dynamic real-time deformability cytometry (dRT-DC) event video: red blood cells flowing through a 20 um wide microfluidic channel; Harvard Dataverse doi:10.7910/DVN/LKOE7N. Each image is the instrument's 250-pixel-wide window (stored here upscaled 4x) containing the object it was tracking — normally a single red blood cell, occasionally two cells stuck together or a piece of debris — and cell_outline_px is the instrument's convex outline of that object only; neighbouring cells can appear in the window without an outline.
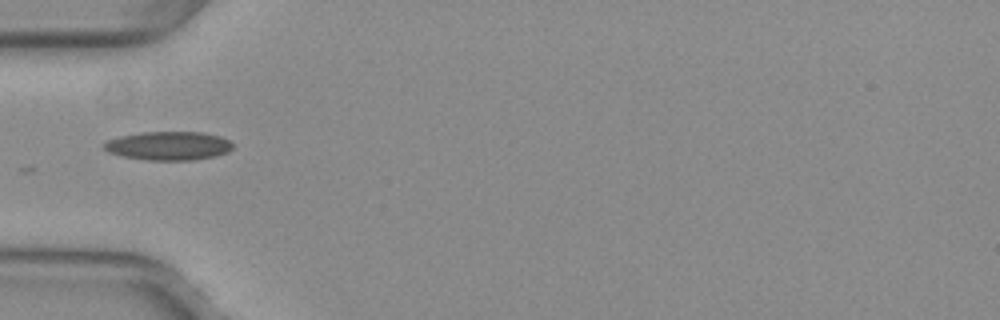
{"species": "common noctule bat (a hibernating species)", "species_latin": "Nyctalus noctula", "temperature_condition": "warm", "stored_images_in_passage": 35, "camera_frame_rate_fps": 3000, "um_per_image_px": 0.085, "animal": {"sex": "female", "body_mass_g": 29.2, "forearm_length_mm": 56.3}, "frame": {"image": 1, "passage_image": 1, "time_ms": 0.0, "image_size_px": [1000, 320], "cell_outline_px": [[232, 148], [228, 152], [212, 156], [192, 160], [148, 160], [120, 156], [108, 152], [104, 148], [104, 144], [108, 140], [120, 136], [144, 132], [204, 132], [220, 136], [228, 140], [232, 144]], "centroid_in_image_um": [14.31, 12.39], "position_along_channel_um": 70.7, "area_um2": 21.39}}
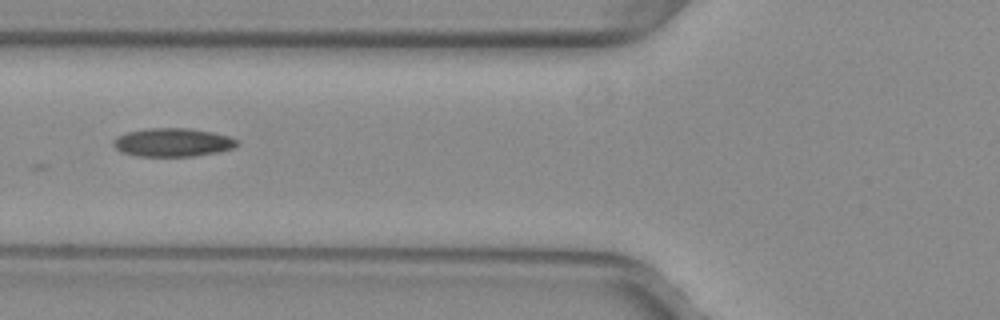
{"frame": {"image": 2, "passage_image": 4, "time_ms": 1.0, "image_size_px": [1000, 320], "cell_outline_px": [[236, 144], [232, 148], [216, 152], [192, 156], [136, 156], [120, 152], [112, 144], [112, 140], [116, 136], [128, 132], [148, 128], [188, 128], [212, 132], [228, 136], [236, 140]], "centroid_in_image_um": [14.6, 12.1], "position_along_channel_um": 111.2, "area_um2": 20.35}}
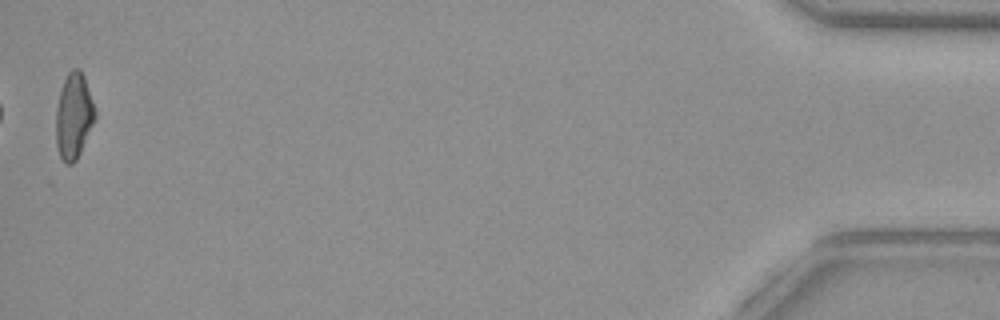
{"frame": {"image": 3, "passage_image": 35, "time_ms": 11.333, "image_size_px": [1000, 320], "cell_outline_px": [[96, 116], [80, 152], [76, 160], [72, 164], [64, 164], [60, 156], [56, 144], [56, 108], [60, 92], [64, 80], [68, 72], [72, 68], [80, 68], [84, 76], [96, 112]], "centroid_in_image_um": [6.25, 9.86], "position_along_channel_um": 428.9, "area_um2": 19.36}}